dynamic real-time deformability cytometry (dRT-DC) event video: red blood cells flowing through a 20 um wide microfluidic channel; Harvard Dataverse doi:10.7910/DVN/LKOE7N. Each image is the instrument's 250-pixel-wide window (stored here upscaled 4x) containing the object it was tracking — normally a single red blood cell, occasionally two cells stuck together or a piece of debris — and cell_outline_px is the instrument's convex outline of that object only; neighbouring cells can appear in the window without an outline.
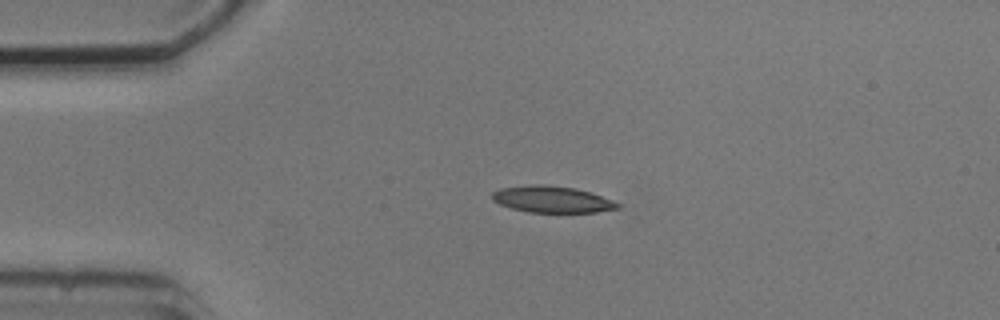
{"species": "common noctule bat (a hibernating species)", "species_latin": "Nyctalus noctula", "temperature_condition": "cold", "stored_images_in_passage": 3, "camera_frame_rate_fps": 3000, "um_per_image_px": 0.085, "animal": {"sex": "male", "body_mass_g": 20.5, "forearm_length_mm": 52.5}, "frame": {"image": 1, "passage_image": 2, "time_ms": 2.0, "image_size_px": [1000, 320], "cell_outline_px": [[620, 208], [596, 212], [528, 212], [512, 208], [500, 204], [492, 200], [492, 192], [500, 188], [532, 184], [544, 184], [576, 188], [592, 192], [612, 200], [620, 204]], "centroid_in_image_um": [46.93, 16.93], "position_along_channel_um": 38.1, "area_um2": 19.48}}